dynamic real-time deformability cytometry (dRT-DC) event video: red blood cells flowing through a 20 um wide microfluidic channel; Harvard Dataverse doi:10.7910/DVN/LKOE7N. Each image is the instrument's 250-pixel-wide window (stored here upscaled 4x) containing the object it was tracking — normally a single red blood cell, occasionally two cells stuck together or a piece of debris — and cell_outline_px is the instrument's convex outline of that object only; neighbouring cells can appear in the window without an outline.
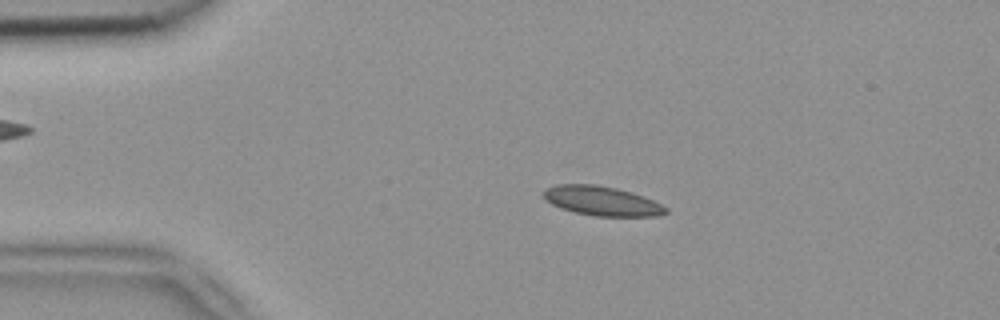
{"species": "common noctule bat (a hibernating species)", "species_latin": "Nyctalus noctula", "temperature_condition": "room temperature", "stored_images_in_passage": 3, "camera_frame_rate_fps": 3000, "um_per_image_px": 0.085, "animal": {"sex": "female", "body_mass_g": 18.4}, "frame": {"image": 1, "passage_image": 2, "time_ms": 0.333, "image_size_px": [1000, 320], "cell_outline_px": [[668, 212], [656, 216], [596, 216], [576, 212], [560, 208], [544, 200], [544, 188], [556, 184], [596, 184], [616, 188], [632, 192], [644, 196], [668, 208]], "centroid_in_image_um": [51.14, 17.07], "position_along_channel_um": 33.9, "area_um2": 20.98}}